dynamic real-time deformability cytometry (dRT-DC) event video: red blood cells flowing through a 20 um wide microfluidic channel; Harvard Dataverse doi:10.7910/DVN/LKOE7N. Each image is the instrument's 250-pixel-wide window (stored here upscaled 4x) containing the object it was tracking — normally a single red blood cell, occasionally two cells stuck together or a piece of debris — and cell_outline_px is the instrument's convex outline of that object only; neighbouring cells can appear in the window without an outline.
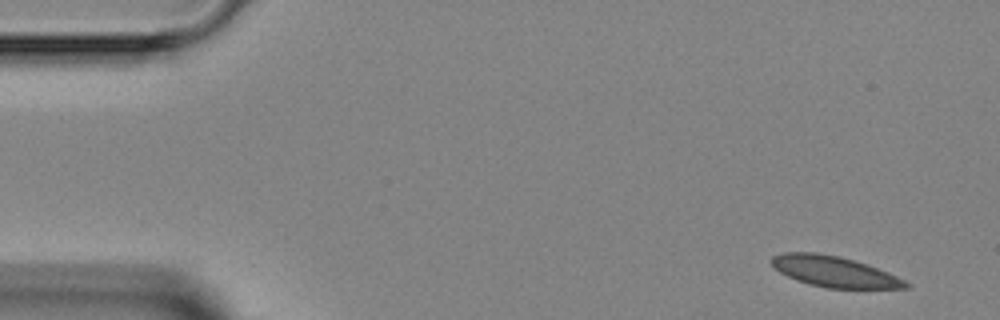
{"species": "Egyptian fruit bat (a non-hibernating species)", "species_latin": "Rousettus aegyptiacus", "temperature_condition": "room temperature", "stored_images_in_passage": 3, "camera_frame_rate_fps": 3000, "um_per_image_px": 0.085, "animal": {"sex": "female"}, "frame": {"image": 1, "passage_image": 1, "time_ms": 0.0, "image_size_px": [1000, 320], "cell_outline_px": [[912, 288], [828, 288], [808, 284], [788, 276], [780, 272], [772, 264], [772, 256], [784, 252], [816, 252], [840, 256], [868, 264], [888, 272], [912, 284]], "centroid_in_image_um": [70.95, 23.08], "position_along_channel_um": 14.0, "area_um2": 24.04}}